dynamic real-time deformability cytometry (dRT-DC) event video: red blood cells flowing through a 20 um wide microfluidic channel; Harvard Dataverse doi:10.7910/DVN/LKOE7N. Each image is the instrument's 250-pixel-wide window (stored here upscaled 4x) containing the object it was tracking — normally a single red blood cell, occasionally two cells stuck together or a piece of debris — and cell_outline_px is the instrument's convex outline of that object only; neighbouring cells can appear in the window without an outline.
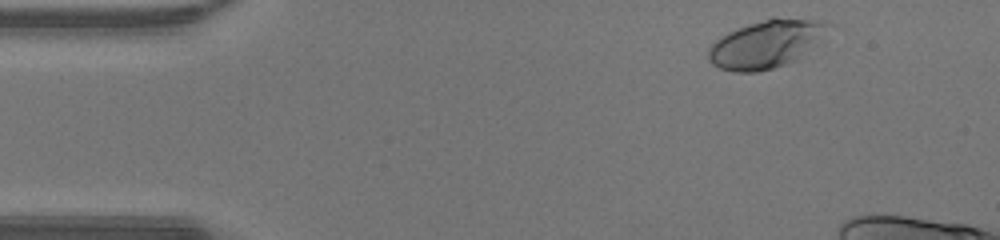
{"species": "human", "species_latin": "Homo sapiens", "temperature_condition": "warm", "stored_images_in_passage": 35, "camera_frame_rate_fps": 3000, "um_per_image_px": 0.085, "donor": {"sex": "male"}, "frame": {"image": 1, "passage_image": 1, "time_ms": 0.0, "image_size_px": [1000, 240], "cell_outline_px": [[836, 24], [800, 60], [772, 68], [756, 72], [732, 72], [720, 68], [712, 64], [708, 60], [708, 48], [720, 36], [728, 32], [748, 24], [772, 16], [820, 20]], "centroid_in_image_um": [65.19, 3.72], "position_along_channel_um": 19.8, "area_um2": 34.22}}
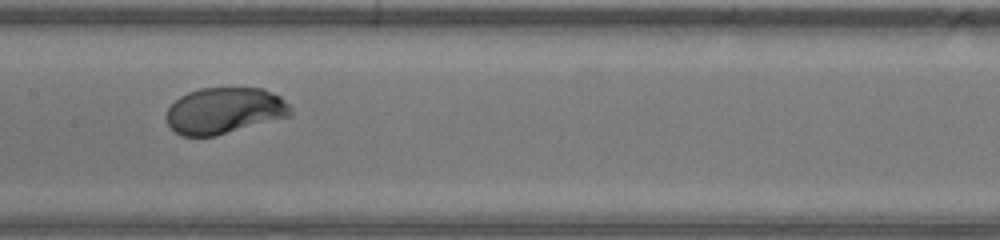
{"frame": {"image": 2, "passage_image": 19, "time_ms": 6.0, "image_size_px": [1000, 240], "cell_outline_px": [[292, 116], [216, 136], [180, 136], [168, 124], [164, 116], [168, 108], [180, 96], [188, 92], [200, 88], [264, 88], [280, 96], [292, 108]], "centroid_in_image_um": [19.09, 9.41], "position_along_channel_um": 188.3, "area_um2": 33.81}}
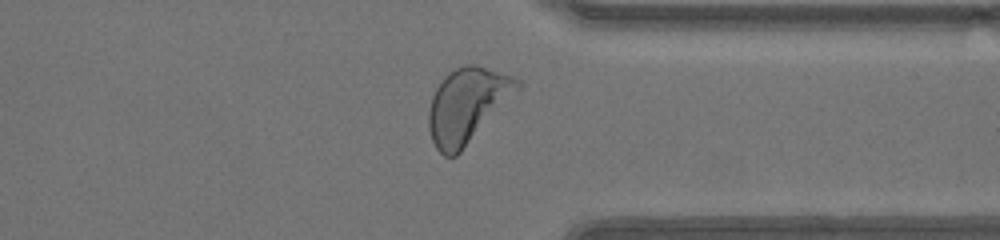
{"frame": {"image": 3, "passage_image": 32, "time_ms": 10.333, "image_size_px": [1000, 240], "cell_outline_px": [[520, 88], [460, 152], [456, 156], [444, 156], [436, 148], [432, 140], [428, 128], [428, 112], [432, 96], [436, 88], [444, 76], [456, 68], [464, 64], [476, 64], [512, 76], [520, 80]], "centroid_in_image_um": [39.68, 8.93], "position_along_channel_um": 371.7, "area_um2": 38.09}}